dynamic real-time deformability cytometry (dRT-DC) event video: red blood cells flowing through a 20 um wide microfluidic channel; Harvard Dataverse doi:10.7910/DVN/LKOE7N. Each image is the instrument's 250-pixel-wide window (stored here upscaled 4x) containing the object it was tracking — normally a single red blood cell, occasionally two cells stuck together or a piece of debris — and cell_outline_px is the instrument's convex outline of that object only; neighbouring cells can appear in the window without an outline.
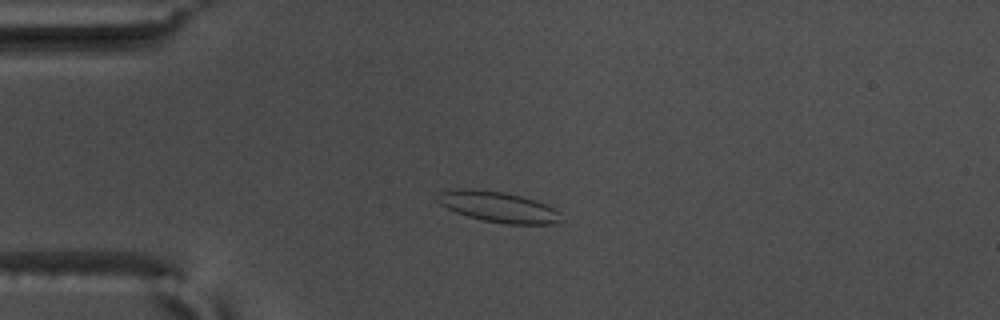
{"species": "common noctule bat (a hibernating species)", "species_latin": "Nyctalus noctula", "temperature_condition": "warm", "stored_images_in_passage": 56, "camera_frame_rate_fps": 3000, "um_per_image_px": 0.085, "animal": {"sex": "male", "body_mass_g": 17.5, "forearm_length_mm": 52.3}, "frame": {"image": 1, "passage_image": 14, "time_ms": 4.333, "image_size_px": [1000, 320], "cell_outline_px": [[564, 220], [560, 224], [504, 224], [484, 220], [468, 216], [456, 212], [440, 204], [436, 200], [436, 192], [456, 188], [464, 188], [504, 192], [520, 196], [544, 204], [560, 212]], "centroid_in_image_um": [42.34, 17.59], "position_along_channel_um": 42.7, "area_um2": 22.14}}
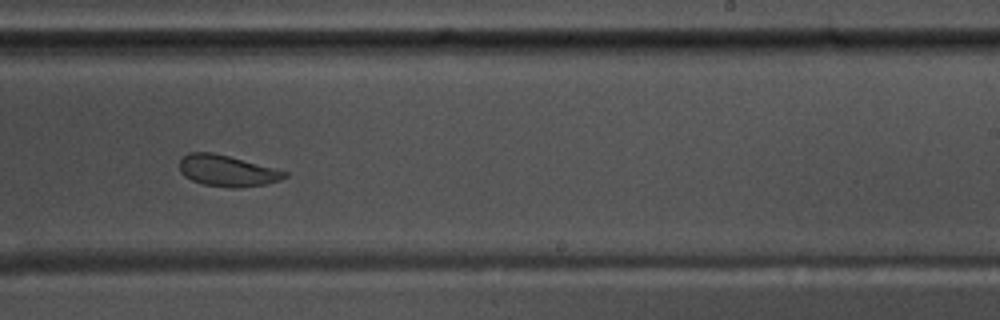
{"frame": {"image": 2, "passage_image": 35, "time_ms": 11.333, "image_size_px": [1000, 320], "cell_outline_px": [[288, 176], [280, 180], [268, 184], [240, 188], [232, 188], [204, 184], [192, 180], [184, 176], [180, 172], [180, 160], [188, 152], [212, 152], [228, 156], [288, 172]], "centroid_in_image_um": [19.31, 14.53], "position_along_channel_um": 269.7, "area_um2": 19.02}}
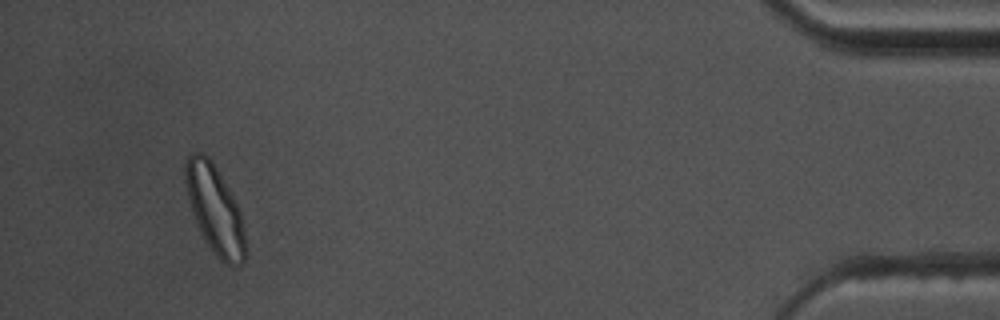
{"frame": {"image": 3, "passage_image": 53, "time_ms": 17.333, "image_size_px": [1000, 320], "cell_outline_px": [[248, 256], [240, 264], [232, 268], [224, 264], [216, 256], [208, 244], [196, 220], [188, 196], [184, 180], [184, 164], [188, 156], [192, 152], [200, 152], [208, 156], [232, 192], [240, 212], [248, 248]], "centroid_in_image_um": [18.31, 17.84], "position_along_channel_um": 416.9, "area_um2": 30.92}, "authors_computed_cell_mechanics": {"area_um2": 21.964, "velocity_mm_per_s": 3.6128, "shape_relaxation_time_tau1_ms": 6.6055, "shape_relaxation_time_tau2_ms": 2.2046, "deformation_change_tau1": 0.1347, "deformation_change_tau2": 0.07}}